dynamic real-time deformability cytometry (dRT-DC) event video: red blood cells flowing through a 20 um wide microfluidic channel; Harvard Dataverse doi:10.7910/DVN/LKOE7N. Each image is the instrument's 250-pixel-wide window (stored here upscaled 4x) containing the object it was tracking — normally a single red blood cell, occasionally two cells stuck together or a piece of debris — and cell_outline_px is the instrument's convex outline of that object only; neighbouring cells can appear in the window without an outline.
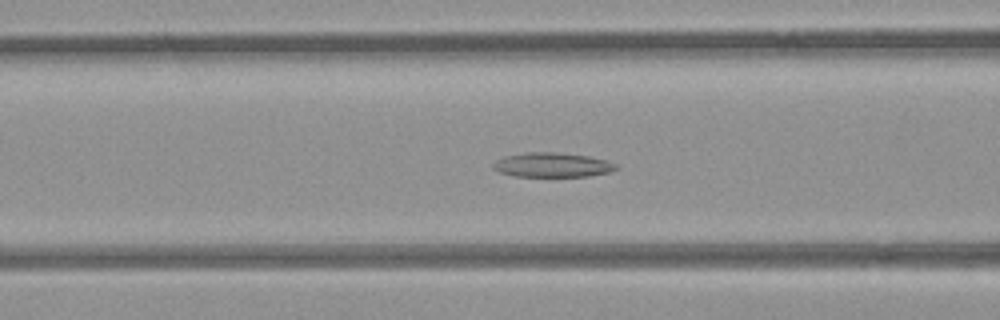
{"species": "common noctule bat (a hibernating species)", "species_latin": "Nyctalus noctula", "temperature_condition": "room temperature", "stored_images_in_passage": 42, "camera_frame_rate_fps": 3000, "um_per_image_px": 0.085, "animal": {"sex": "female", "body_mass_g": 21.9}, "frame": {"image": 1, "passage_image": 10, "time_ms": 3.0, "image_size_px": [1000, 320], "cell_outline_px": [[620, 168], [608, 172], [588, 176], [512, 176], [500, 172], [492, 168], [492, 164], [496, 160], [504, 156], [524, 152], [556, 152], [588, 156], [604, 160], [616, 164]], "centroid_in_image_um": [46.9, 14.01], "position_along_channel_um": 119.7, "area_um2": 17.51}}
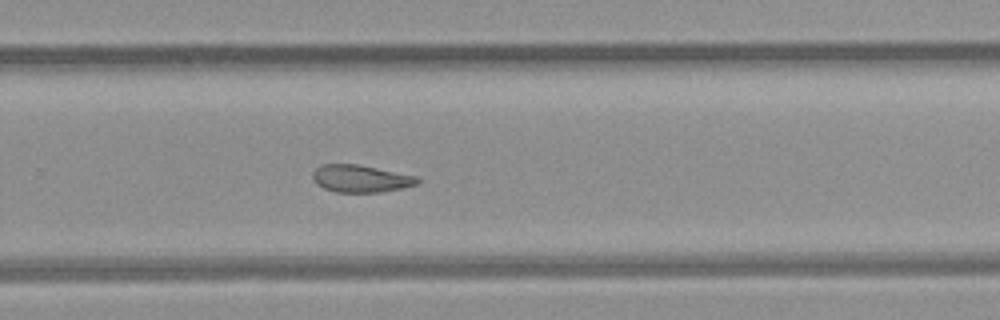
{"frame": {"image": 2, "passage_image": 24, "time_ms": 7.667, "image_size_px": [1000, 320], "cell_outline_px": [[424, 180], [416, 184], [400, 188], [380, 192], [336, 192], [324, 188], [316, 184], [312, 176], [312, 172], [320, 164], [356, 164], [420, 176]], "centroid_in_image_um": [30.68, 15.17], "position_along_channel_um": 299.1, "area_um2": 16.82}}
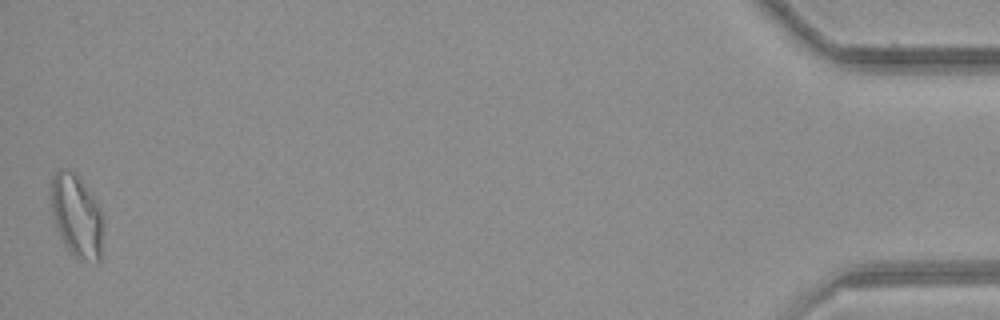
{"frame": {"image": 3, "passage_image": 42, "time_ms": 13.667, "image_size_px": [1000, 320], "cell_outline_px": [[104, 220], [100, 260], [96, 264], [76, 260], [64, 244], [52, 220], [52, 176], [60, 168], [68, 168], [76, 172], [100, 208]], "centroid_in_image_um": [6.53, 18.4], "position_along_channel_um": 428.7, "area_um2": 25.72}, "authors_computed_cell_mechanics": {"area_um2": 18.1781, "velocity_mm_per_s": 3.85, "shape_relaxation_time_tau1_ms": null, "shape_relaxation_time_tau2_ms": 7.9656, "deformation_change_tau1": null, "deformation_change_tau2": 0.1775}}